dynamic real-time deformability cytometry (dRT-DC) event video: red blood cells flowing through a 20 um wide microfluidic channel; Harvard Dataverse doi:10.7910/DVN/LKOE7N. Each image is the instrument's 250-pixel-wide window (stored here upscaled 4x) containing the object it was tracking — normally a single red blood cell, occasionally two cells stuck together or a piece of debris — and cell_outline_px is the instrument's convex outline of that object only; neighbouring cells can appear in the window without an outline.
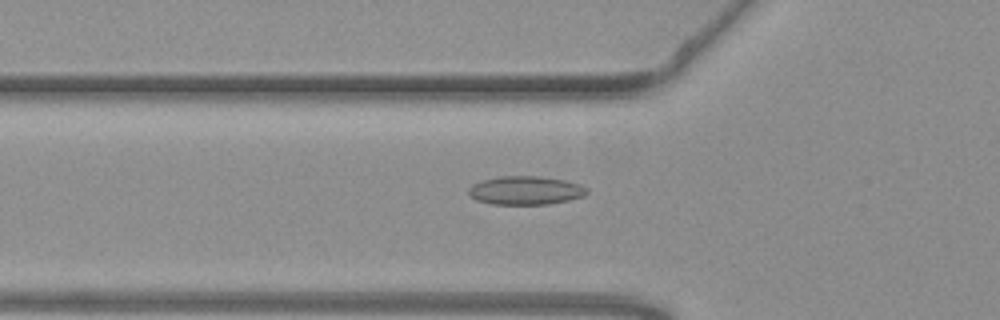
{"species": "common noctule bat (a hibernating species)", "species_latin": "Nyctalus noctula", "temperature_condition": "warm", "stored_images_in_passage": 40, "camera_frame_rate_fps": 3000, "um_per_image_px": 0.085, "animal": {"sex": "female", "body_mass_g": 19.3, "forearm_length_mm": 54.1}, "frame": {"image": 1, "passage_image": 4, "time_ms": 1.0, "image_size_px": [1000, 320], "cell_outline_px": [[588, 192], [584, 196], [568, 200], [548, 204], [492, 204], [476, 200], [468, 192], [468, 188], [472, 184], [480, 180], [500, 176], [540, 176], [564, 180], [580, 184], [588, 188]], "centroid_in_image_um": [44.67, 16.18], "position_along_channel_um": 81.1, "area_um2": 19.77}}
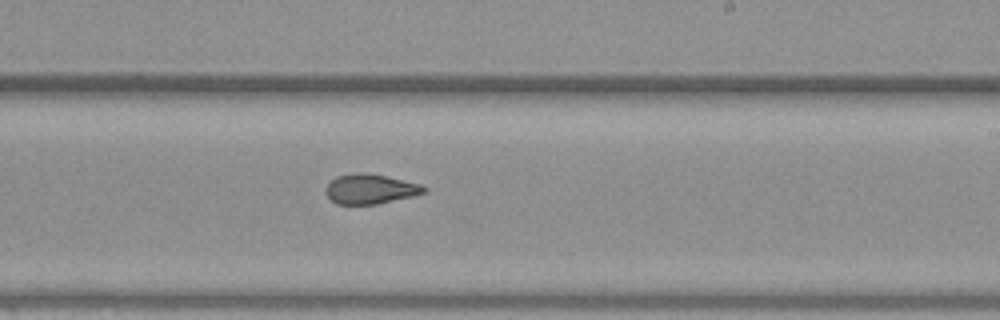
{"frame": {"image": 2, "passage_image": 18, "time_ms": 5.667, "image_size_px": [1000, 320], "cell_outline_px": [[428, 188], [424, 192], [412, 196], [376, 204], [336, 204], [328, 196], [328, 184], [336, 176], [384, 176], [424, 184]], "centroid_in_image_um": [31.56, 16.11], "position_along_channel_um": 257.4, "area_um2": 16.01}}
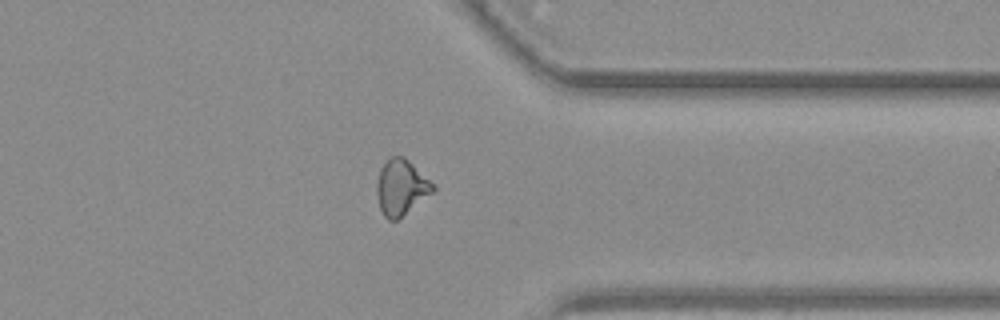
{"frame": {"image": 3, "passage_image": 28, "time_ms": 9.0, "image_size_px": [1000, 320], "cell_outline_px": [[436, 188], [432, 192], [396, 220], [388, 220], [384, 216], [380, 208], [376, 192], [376, 188], [380, 168], [392, 156], [404, 156], [436, 184]], "centroid_in_image_um": [34.11, 15.9], "position_along_channel_um": 377.3, "area_um2": 17.98}, "authors_computed_cell_mechanics": {"area_um2": 17.5134, "velocity_mm_per_s": 3.7713, "shape_relaxation_time_tau1_ms": null, "shape_relaxation_time_tau2_ms": 2.1913, "deformation_change_tau1": null, "deformation_change_tau2": 0.0824}}